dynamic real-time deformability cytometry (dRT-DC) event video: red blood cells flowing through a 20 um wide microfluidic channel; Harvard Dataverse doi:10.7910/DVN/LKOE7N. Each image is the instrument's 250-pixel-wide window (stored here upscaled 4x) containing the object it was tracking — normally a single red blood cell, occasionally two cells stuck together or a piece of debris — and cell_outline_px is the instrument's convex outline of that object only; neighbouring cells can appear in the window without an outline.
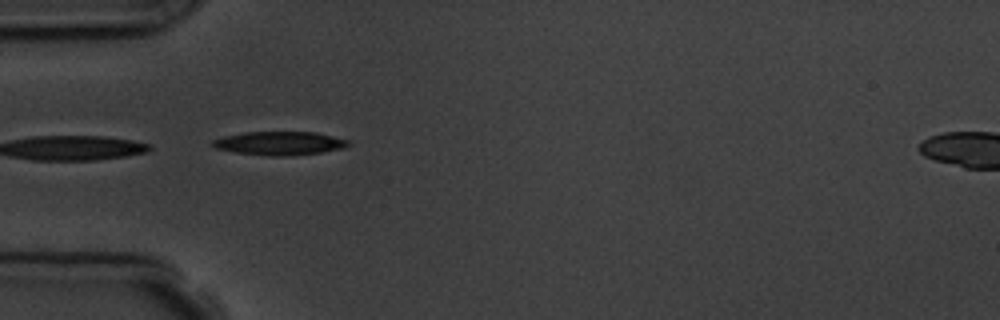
{"species": "common noctule bat (a hibernating species)", "species_latin": "Nyctalus noctula", "temperature_condition": "room temperature", "stored_images_in_passage": 6, "camera_frame_rate_fps": 3000, "um_per_image_px": 0.085, "animal": {"sex": "male", "body_mass_g": 19.5, "forearm_length_mm": 54.6}, "frame": {"image": 1, "passage_image": 5, "time_ms": 4.667, "image_size_px": [1000, 320], "cell_outline_px": [[352, 144], [344, 148], [320, 152], [288, 156], [272, 156], [236, 152], [212, 148], [208, 144], [212, 140], [224, 136], [244, 132], [316, 132], [348, 140]], "centroid_in_image_um": [23.72, 12.17], "position_along_channel_um": 61.3, "area_um2": 18.73}}